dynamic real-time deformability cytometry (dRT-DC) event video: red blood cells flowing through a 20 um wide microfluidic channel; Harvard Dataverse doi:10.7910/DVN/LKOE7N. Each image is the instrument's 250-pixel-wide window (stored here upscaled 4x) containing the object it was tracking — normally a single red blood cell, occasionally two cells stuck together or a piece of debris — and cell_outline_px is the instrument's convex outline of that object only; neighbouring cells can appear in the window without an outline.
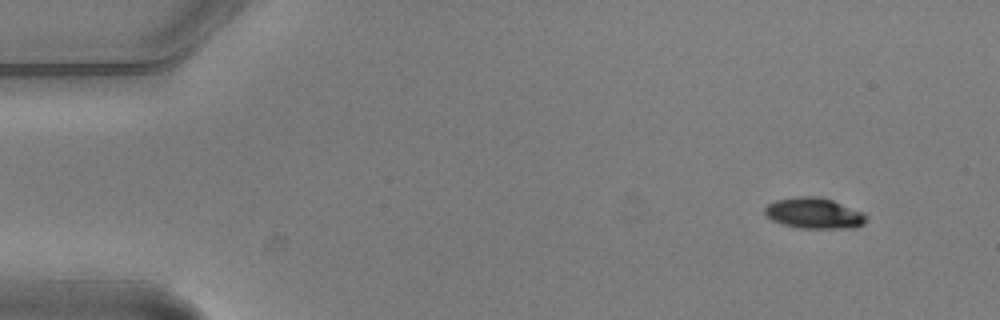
{"species": "common noctule bat (a hibernating species)", "species_latin": "Nyctalus noctula", "temperature_condition": "warm", "stored_images_in_passage": 4, "camera_frame_rate_fps": 3000, "um_per_image_px": 0.085, "animal": {"sex": "male", "body_mass_g": 20.5, "forearm_length_mm": 52.5}, "frame": {"image": 1, "passage_image": 1, "time_ms": 0.0, "image_size_px": [1000, 320], "cell_outline_px": [[868, 220], [864, 224], [856, 228], [800, 228], [784, 224], [772, 220], [764, 216], [764, 208], [768, 204], [776, 200], [796, 196], [820, 196], [832, 200], [864, 212], [868, 216]], "centroid_in_image_um": [69.22, 18.12], "position_along_channel_um": 15.8, "area_um2": 18.5}}